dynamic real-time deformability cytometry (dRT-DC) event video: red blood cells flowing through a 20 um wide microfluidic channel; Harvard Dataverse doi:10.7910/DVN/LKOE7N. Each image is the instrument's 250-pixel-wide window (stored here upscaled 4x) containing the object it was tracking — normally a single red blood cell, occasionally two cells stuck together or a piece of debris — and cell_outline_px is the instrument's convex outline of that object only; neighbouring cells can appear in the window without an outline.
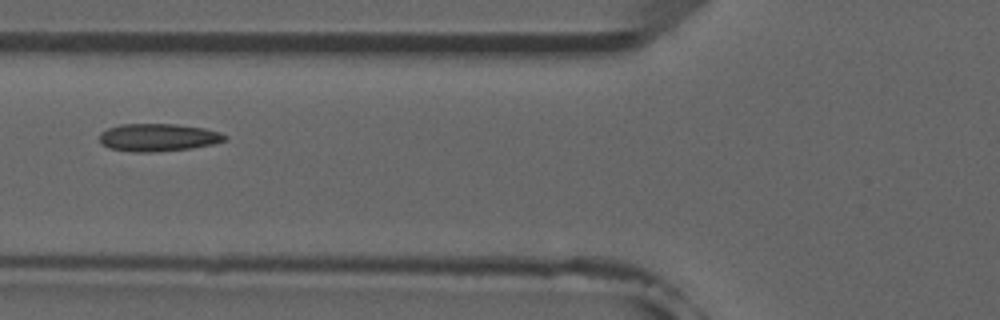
{"species": "common noctule bat (a hibernating species)", "species_latin": "Nyctalus noctula", "temperature_condition": "room temperature", "stored_images_in_passage": 5, "camera_frame_rate_fps": 3000, "um_per_image_px": 0.085, "animal": {"sex": "male", "forearm_length_mm": 52.5}, "frame": {"image": 1, "passage_image": 5, "time_ms": 4.333, "image_size_px": [1000, 320], "cell_outline_px": [[228, 140], [212, 144], [192, 148], [156, 152], [132, 152], [108, 148], [100, 144], [100, 132], [108, 128], [120, 124], [176, 124], [204, 128], [220, 132], [228, 136]], "centroid_in_image_um": [13.44, 11.69], "position_along_channel_um": 112.4, "area_um2": 20.46}}